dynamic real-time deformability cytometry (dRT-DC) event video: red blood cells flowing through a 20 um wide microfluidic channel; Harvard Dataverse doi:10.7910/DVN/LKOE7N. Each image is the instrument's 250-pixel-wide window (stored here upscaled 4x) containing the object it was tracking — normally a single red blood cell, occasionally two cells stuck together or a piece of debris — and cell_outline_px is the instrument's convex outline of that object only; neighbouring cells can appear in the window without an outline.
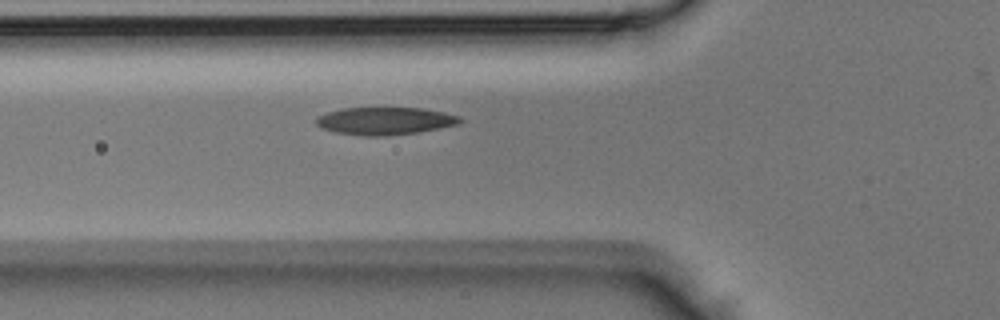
{"species": "Egyptian fruit bat (a non-hibernating species)", "species_latin": "Rousettus aegyptiacus", "temperature_condition": "room temperature", "stored_images_in_passage": 4, "camera_frame_rate_fps": 3000, "um_per_image_px": 0.085, "animal": {"sex": "male"}, "frame": {"image": 1, "passage_image": 4, "time_ms": 1.0, "image_size_px": [1000, 320], "cell_outline_px": [[464, 120], [456, 124], [440, 128], [420, 132], [384, 136], [364, 136], [332, 132], [320, 128], [316, 124], [316, 116], [328, 112], [344, 108], [420, 108], [444, 112], [460, 116]], "centroid_in_image_um": [32.69, 10.29], "position_along_channel_um": 93.1, "area_um2": 23.24}}